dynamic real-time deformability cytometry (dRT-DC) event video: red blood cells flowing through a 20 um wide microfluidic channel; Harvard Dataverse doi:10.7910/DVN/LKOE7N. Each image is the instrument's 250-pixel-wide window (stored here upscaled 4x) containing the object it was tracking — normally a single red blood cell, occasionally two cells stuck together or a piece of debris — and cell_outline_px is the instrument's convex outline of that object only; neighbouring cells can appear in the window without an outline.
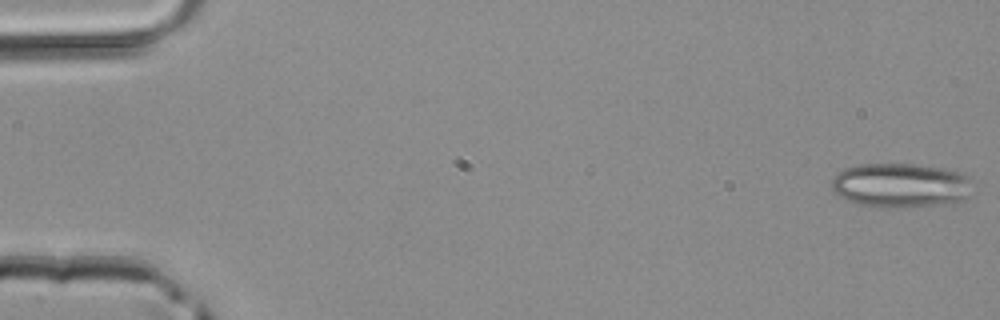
{"species": "common noctule bat (a hibernating species)", "species_latin": "Nyctalus noctula", "temperature_condition": "room temperature", "stored_images_in_passage": 5, "camera_frame_rate_fps": 3000, "um_per_image_px": 0.085, "animal": {"sex": "male", "body_mass_g": 20.4}, "frame": {"image": 1, "passage_image": 1, "time_ms": 0.0, "image_size_px": [1000, 320], "cell_outline_px": [[972, 196], [956, 204], [900, 208], [876, 208], [844, 200], [832, 192], [832, 180], [836, 172], [844, 168], [860, 164], [912, 164], [944, 168], [964, 172], [972, 176]], "centroid_in_image_um": [76.63, 15.78], "position_along_channel_um": 8.4, "area_um2": 37.97}}